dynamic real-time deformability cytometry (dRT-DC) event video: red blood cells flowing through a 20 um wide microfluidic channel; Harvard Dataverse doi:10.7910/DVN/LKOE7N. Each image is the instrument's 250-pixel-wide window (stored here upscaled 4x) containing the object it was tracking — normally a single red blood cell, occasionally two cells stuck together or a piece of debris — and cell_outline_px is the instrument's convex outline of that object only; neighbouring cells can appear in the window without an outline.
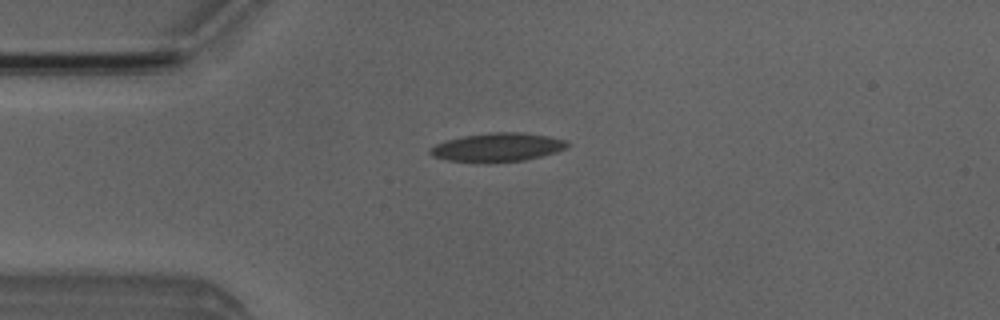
{"species": "Egyptian fruit bat (a non-hibernating species)", "species_latin": "Rousettus aegyptiacus", "temperature_condition": "room temperature", "stored_images_in_passage": 42, "camera_frame_rate_fps": 3000, "um_per_image_px": 0.085, "animal": {"sex": "male"}, "frame": {"image": 1, "passage_image": 3, "time_ms": 0.667, "image_size_px": [1000, 320], "cell_outline_px": [[568, 148], [556, 152], [524, 160], [476, 164], [448, 160], [432, 156], [428, 152], [428, 148], [436, 144], [448, 140], [464, 136], [492, 132], [520, 132], [548, 136], [568, 140]], "centroid_in_image_um": [42.26, 12.54], "position_along_channel_um": 42.7, "area_um2": 23.18}}
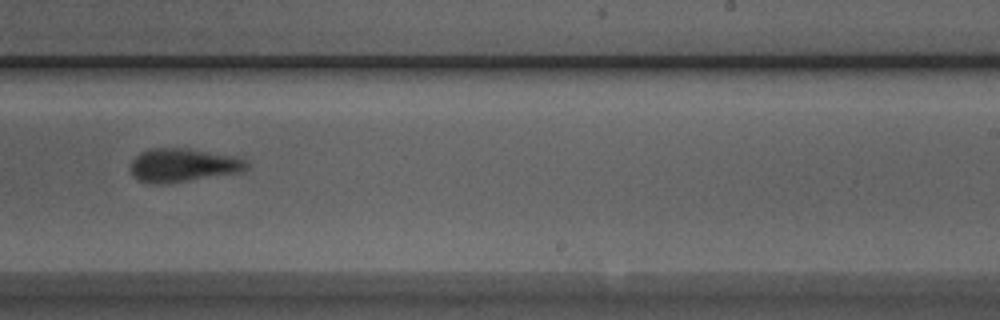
{"frame": {"image": 2, "passage_image": 22, "time_ms": 7.0, "image_size_px": [1000, 320], "cell_outline_px": [[248, 168], [244, 172], [172, 184], [152, 184], [136, 180], [128, 168], [132, 160], [140, 152], [148, 148], [188, 148], [236, 156], [248, 160]], "centroid_in_image_um": [15.57, 14.06], "position_along_channel_um": 273.4, "area_um2": 23.58}}
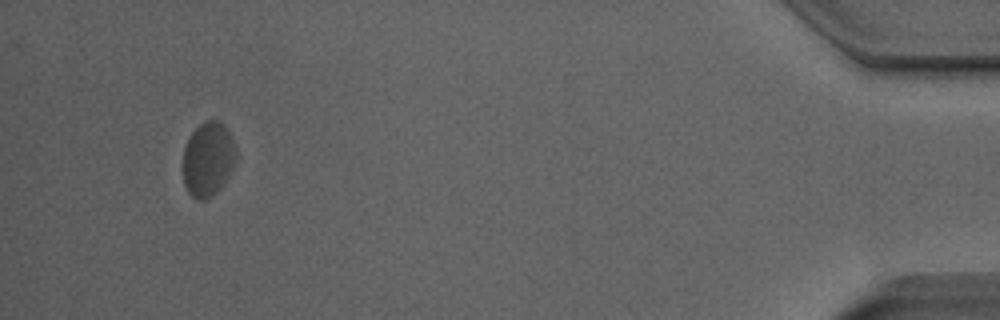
{"frame": {"image": 3, "passage_image": 39, "time_ms": 12.667, "image_size_px": [1000, 320], "cell_outline_px": [[236, 156], [232, 168], [228, 176], [220, 188], [212, 196], [204, 200], [200, 200], [192, 196], [188, 192], [184, 184], [184, 148], [192, 132], [204, 120], [220, 120], [228, 128], [236, 152]], "centroid_in_image_um": [17.69, 13.51], "position_along_channel_um": 417.5, "area_um2": 22.83}, "authors_computed_cell_mechanics": {"area_um2": 22.7732, "velocity_mm_per_s": 3.9432, "shape_relaxation_time_tau1_ms": 5.1884, "shape_relaxation_time_tau2_ms": 1.6521, "deformation_change_tau1": 0.1479, "deformation_change_tau2": 0.0823}}